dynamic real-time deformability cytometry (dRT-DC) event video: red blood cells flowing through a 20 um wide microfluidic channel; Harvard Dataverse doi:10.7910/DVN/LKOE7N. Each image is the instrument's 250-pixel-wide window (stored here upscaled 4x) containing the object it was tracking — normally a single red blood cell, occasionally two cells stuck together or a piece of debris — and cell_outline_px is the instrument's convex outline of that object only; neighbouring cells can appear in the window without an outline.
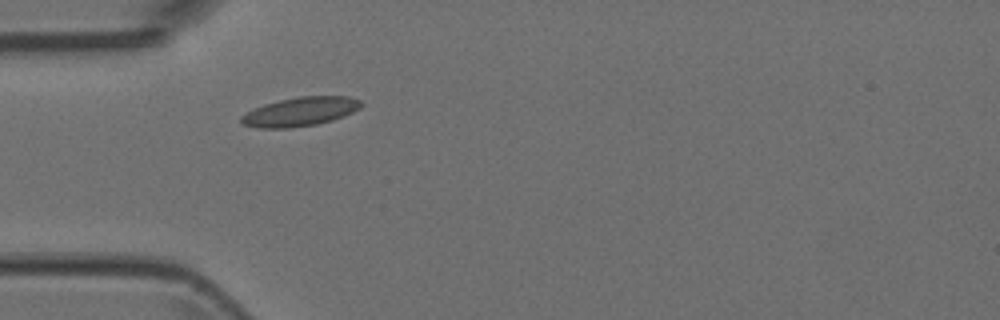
{"species": "Egyptian fruit bat (a non-hibernating species)", "species_latin": "Rousettus aegyptiacus", "temperature_condition": "room temperature", "stored_images_in_passage": 3, "camera_frame_rate_fps": 3000, "um_per_image_px": 0.085, "animal": {"sex": "female"}, "frame": {"image": 1, "passage_image": 3, "time_ms": 0.667, "image_size_px": [1000, 320], "cell_outline_px": [[364, 104], [360, 108], [344, 116], [332, 120], [316, 124], [288, 128], [256, 128], [244, 124], [240, 120], [240, 116], [264, 104], [280, 100], [300, 96], [352, 96], [360, 100]], "centroid_in_image_um": [25.56, 9.48], "position_along_channel_um": 59.4, "area_um2": 20.17}}